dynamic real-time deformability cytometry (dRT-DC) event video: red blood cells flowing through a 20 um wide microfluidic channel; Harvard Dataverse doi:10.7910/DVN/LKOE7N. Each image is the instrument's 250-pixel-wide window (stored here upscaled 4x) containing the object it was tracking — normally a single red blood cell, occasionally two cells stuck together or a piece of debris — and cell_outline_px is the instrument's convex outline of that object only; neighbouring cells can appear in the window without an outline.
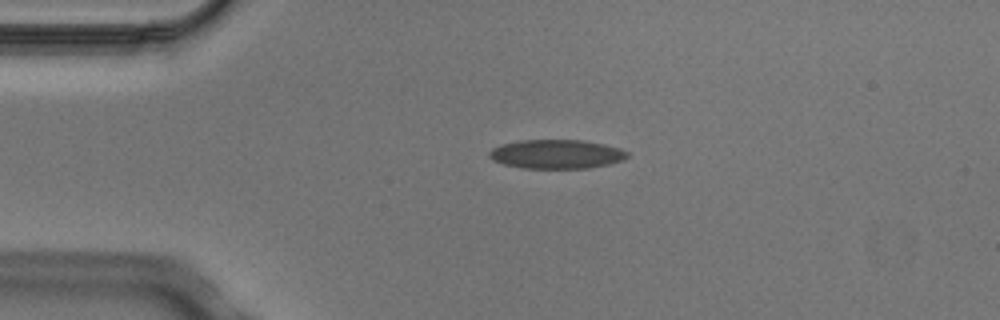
{"species": "Egyptian fruit bat (a non-hibernating species)", "species_latin": "Rousettus aegyptiacus", "temperature_condition": "cold", "stored_images_in_passage": 2, "camera_frame_rate_fps": 3000, "um_per_image_px": 0.085, "animal": {"sex": "male"}, "frame": {"image": 1, "passage_image": 1, "time_ms": 0.0, "image_size_px": [1000, 320], "cell_outline_px": [[628, 156], [624, 160], [608, 164], [588, 168], [524, 168], [504, 164], [492, 160], [488, 156], [488, 152], [492, 148], [500, 144], [520, 140], [584, 140], [604, 144], [620, 148], [628, 152]], "centroid_in_image_um": [47.29, 13.09], "position_along_channel_um": 37.7, "area_um2": 23.47}}